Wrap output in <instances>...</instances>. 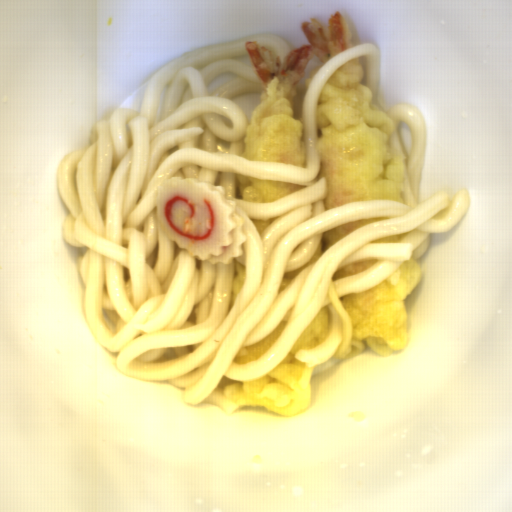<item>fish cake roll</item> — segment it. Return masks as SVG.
Segmentation results:
<instances>
[{
    "instance_id": "1",
    "label": "fish cake roll",
    "mask_w": 512,
    "mask_h": 512,
    "mask_svg": "<svg viewBox=\"0 0 512 512\" xmlns=\"http://www.w3.org/2000/svg\"><path fill=\"white\" fill-rule=\"evenodd\" d=\"M156 214L168 239L201 262L229 265L243 255L245 217L223 186L171 176L156 189Z\"/></svg>"
}]
</instances>
